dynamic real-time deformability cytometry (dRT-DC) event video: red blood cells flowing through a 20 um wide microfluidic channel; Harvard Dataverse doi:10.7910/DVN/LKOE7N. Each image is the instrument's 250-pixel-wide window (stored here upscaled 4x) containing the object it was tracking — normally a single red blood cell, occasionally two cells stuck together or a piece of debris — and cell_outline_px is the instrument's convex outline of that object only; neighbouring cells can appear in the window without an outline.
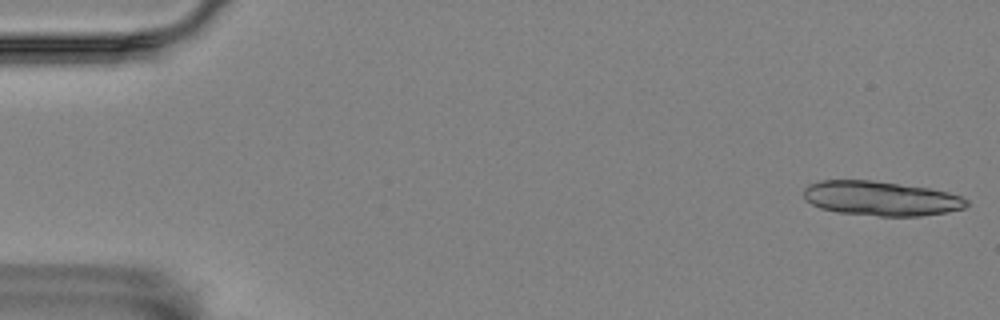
{"species": "Egyptian fruit bat (a non-hibernating species)", "species_latin": "Rousettus aegyptiacus", "temperature_condition": "room temperature", "stored_images_in_passage": 5, "camera_frame_rate_fps": 3000, "um_per_image_px": 0.085, "animal": {"sex": "female"}, "frame": {"image": 1, "passage_image": 1, "time_ms": 0.0, "image_size_px": [1000, 320], "cell_outline_px": [[968, 204], [964, 208], [948, 212], [920, 216], [880, 216], [836, 212], [820, 208], [804, 200], [804, 188], [808, 184], [820, 180], [872, 180], [928, 188], [948, 192], [960, 196], [968, 200]], "centroid_in_image_um": [74.85, 16.86], "position_along_channel_um": 10.1, "area_um2": 32.89}}